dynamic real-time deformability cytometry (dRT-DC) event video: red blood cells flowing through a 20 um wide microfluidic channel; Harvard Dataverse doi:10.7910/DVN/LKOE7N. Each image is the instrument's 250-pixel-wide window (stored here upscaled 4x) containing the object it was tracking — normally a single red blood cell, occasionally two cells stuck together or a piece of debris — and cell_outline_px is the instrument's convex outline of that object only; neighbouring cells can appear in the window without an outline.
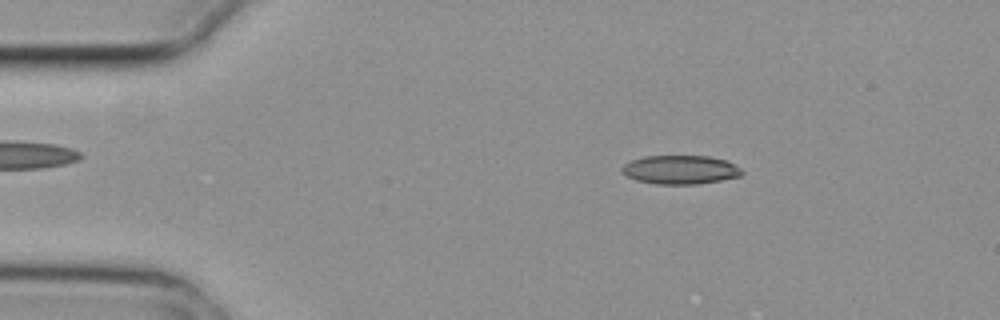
{"species": "common noctule bat (a hibernating species)", "species_latin": "Nyctalus noctula", "temperature_condition": "cold", "stored_images_in_passage": 4, "camera_frame_rate_fps": 3000, "um_per_image_px": 0.085, "animal": {"sex": "female", "body_mass_g": 29.2, "forearm_length_mm": 56.3}, "frame": {"image": 1, "passage_image": 2, "time_ms": 0.333, "image_size_px": [1000, 320], "cell_outline_px": [[744, 172], [740, 176], [720, 180], [696, 184], [656, 184], [636, 180], [620, 172], [620, 168], [624, 164], [632, 160], [644, 156], [708, 156], [728, 160], [740, 168]], "centroid_in_image_um": [57.82, 14.42], "position_along_channel_um": 27.2, "area_um2": 20.17}}